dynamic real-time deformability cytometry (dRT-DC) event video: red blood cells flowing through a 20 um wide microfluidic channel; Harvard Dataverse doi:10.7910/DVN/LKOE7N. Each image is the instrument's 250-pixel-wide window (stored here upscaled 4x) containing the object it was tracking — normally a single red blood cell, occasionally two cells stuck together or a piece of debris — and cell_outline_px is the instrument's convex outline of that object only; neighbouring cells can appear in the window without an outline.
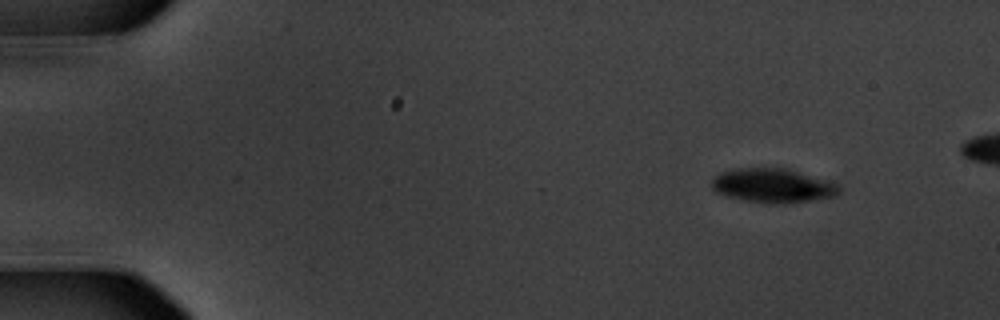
{"species": "common noctule bat (a hibernating species)", "species_latin": "Nyctalus noctula", "temperature_condition": "warm", "stored_images_in_passage": 50, "camera_frame_rate_fps": 3000, "um_per_image_px": 0.085, "animal": {"sex": "male", "body_mass_g": 20.1, "forearm_length_mm": 53.5}, "frame": {"image": 1, "passage_image": 1, "time_ms": 0.0, "image_size_px": [1000, 320], "cell_outline_px": [[840, 192], [832, 196], [788, 204], [772, 204], [744, 200], [724, 196], [716, 192], [712, 188], [712, 180], [720, 172], [736, 168], [784, 168], [828, 180], [840, 184]], "centroid_in_image_um": [65.67, 15.78], "position_along_channel_um": 19.3, "area_um2": 25.37}}
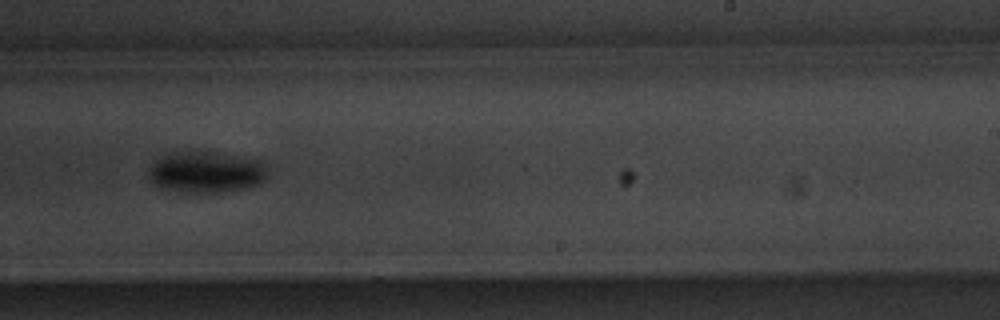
{"frame": {"image": 2, "passage_image": 31, "time_ms": 10.0, "image_size_px": [1000, 320], "cell_outline_px": [[268, 176], [260, 184], [248, 188], [220, 192], [180, 192], [164, 188], [152, 184], [148, 176], [148, 168], [156, 160], [168, 152], [212, 152], [260, 160], [264, 164]], "centroid_in_image_um": [17.5, 14.64], "position_along_channel_um": 271.5, "area_um2": 28.73}}
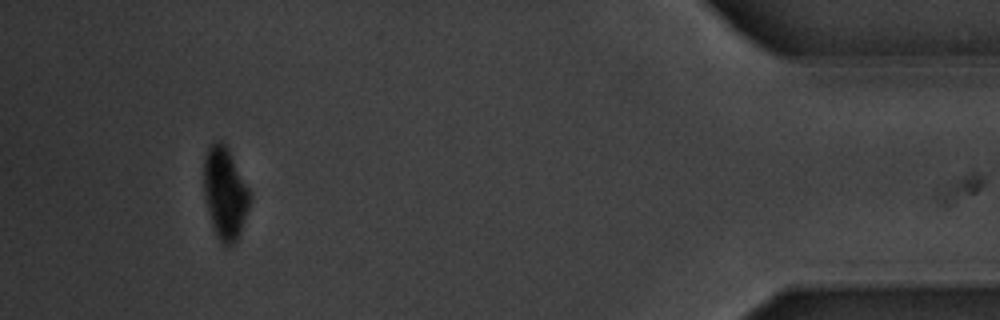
{"frame": {"image": 3, "passage_image": 48, "time_ms": 15.667, "image_size_px": [1000, 320], "cell_outline_px": [[252, 196], [240, 232], [232, 248], [224, 244], [216, 236], [208, 212], [204, 196], [204, 156], [208, 148], [216, 140], [220, 140], [228, 148], [252, 192]], "centroid_in_image_um": [19.14, 16.41], "position_along_channel_um": 416.1, "area_um2": 24.8}}